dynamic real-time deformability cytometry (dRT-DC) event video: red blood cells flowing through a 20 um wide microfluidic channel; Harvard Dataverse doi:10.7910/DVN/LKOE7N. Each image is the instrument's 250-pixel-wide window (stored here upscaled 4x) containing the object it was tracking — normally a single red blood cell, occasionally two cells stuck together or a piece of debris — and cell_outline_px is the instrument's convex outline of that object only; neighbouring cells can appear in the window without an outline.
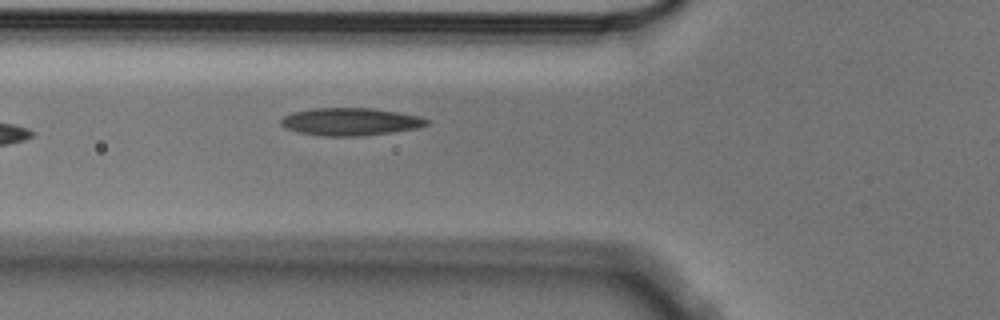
{"species": "Egyptian fruit bat (a non-hibernating species)", "species_latin": "Rousettus aegyptiacus", "temperature_condition": "cold", "stored_images_in_passage": 4, "camera_frame_rate_fps": 3000, "um_per_image_px": 0.085, "animal": {"sex": "male"}, "frame": {"image": 1, "passage_image": 4, "time_ms": 1.0, "image_size_px": [1000, 320], "cell_outline_px": [[432, 120], [428, 124], [420, 128], [392, 132], [360, 136], [324, 136], [300, 132], [284, 128], [280, 124], [280, 120], [284, 116], [292, 112], [312, 108], [372, 108], [420, 116]], "centroid_in_image_um": [29.8, 10.34], "position_along_channel_um": 96.0, "area_um2": 23.58}}